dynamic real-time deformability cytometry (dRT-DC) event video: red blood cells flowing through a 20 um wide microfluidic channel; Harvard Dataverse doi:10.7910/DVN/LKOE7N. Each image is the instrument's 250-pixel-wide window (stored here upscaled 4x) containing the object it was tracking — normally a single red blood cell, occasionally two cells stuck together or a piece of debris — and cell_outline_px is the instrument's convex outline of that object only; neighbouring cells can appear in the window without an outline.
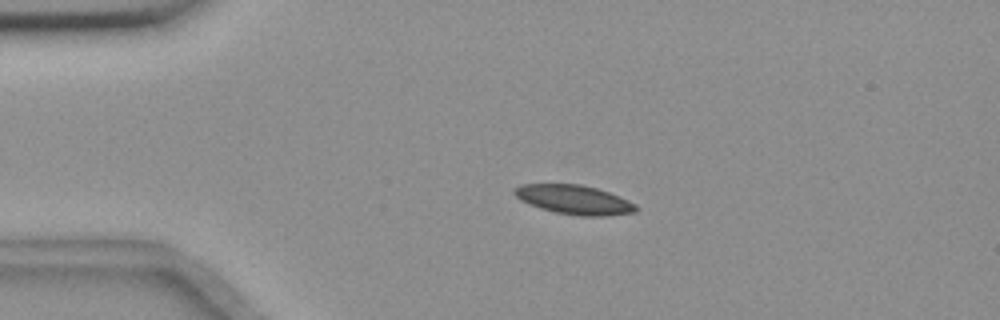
{"species": "common noctule bat (a hibernating species)", "species_latin": "Nyctalus noctula", "temperature_condition": "room temperature", "stored_images_in_passage": 4, "camera_frame_rate_fps": 3000, "um_per_image_px": 0.085, "animal": {"sex": "female", "body_mass_g": 18.4}, "frame": {"image": 1, "passage_image": 3, "time_ms": 3.667, "image_size_px": [1000, 320], "cell_outline_px": [[640, 208], [636, 212], [604, 216], [580, 216], [556, 212], [540, 208], [528, 204], [520, 200], [512, 192], [512, 188], [520, 184], [580, 184], [596, 188], [620, 196], [636, 204]], "centroid_in_image_um": [48.79, 16.97], "position_along_channel_um": 36.2, "area_um2": 20.87}}